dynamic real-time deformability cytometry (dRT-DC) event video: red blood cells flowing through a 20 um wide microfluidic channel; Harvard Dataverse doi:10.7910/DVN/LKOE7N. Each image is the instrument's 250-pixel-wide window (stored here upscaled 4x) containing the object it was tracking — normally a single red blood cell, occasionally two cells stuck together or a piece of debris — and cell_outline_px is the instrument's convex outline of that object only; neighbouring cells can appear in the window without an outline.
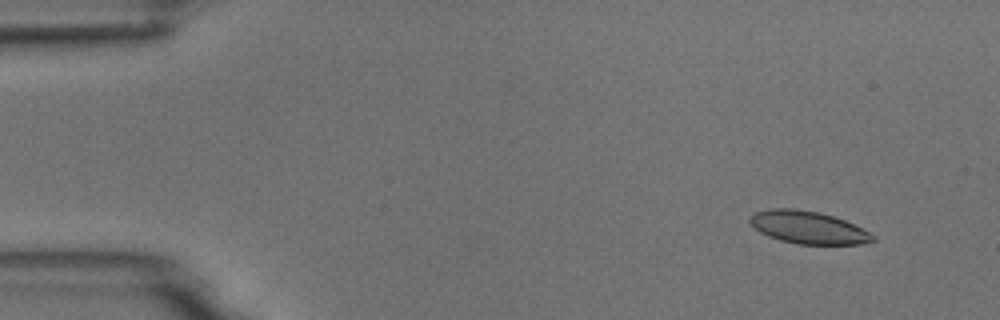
{"species": "common noctule bat (a hibernating species)", "species_latin": "Nyctalus noctula", "temperature_condition": "room temperature", "stored_images_in_passage": 6, "camera_frame_rate_fps": 3000, "um_per_image_px": 0.085, "animal": {"sex": "male", "body_mass_g": 18.8}, "frame": {"image": 1, "passage_image": 2, "time_ms": 1.333, "image_size_px": [1000, 320], "cell_outline_px": [[876, 240], [860, 244], [796, 244], [780, 240], [768, 236], [760, 232], [748, 224], [748, 216], [756, 212], [772, 208], [792, 208], [820, 212], [844, 220], [876, 236]], "centroid_in_image_um": [68.63, 19.33], "position_along_channel_um": 16.4, "area_um2": 23.35}}
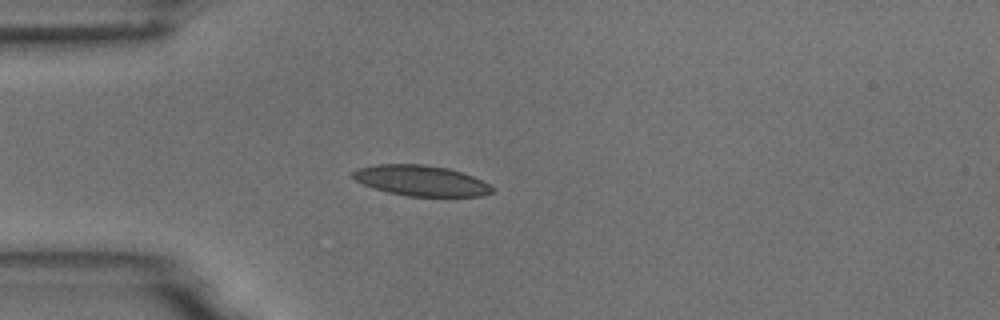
{"frame": {"image": 2, "passage_image": 5, "time_ms": 4.667, "image_size_px": [1000, 320], "cell_outline_px": [[496, 188], [492, 192], [484, 196], [408, 196], [388, 192], [364, 184], [356, 180], [352, 176], [352, 172], [356, 168], [376, 164], [424, 164], [448, 168], [472, 176]], "centroid_in_image_um": [35.79, 15.35], "position_along_channel_um": 49.2, "area_um2": 24.68}}